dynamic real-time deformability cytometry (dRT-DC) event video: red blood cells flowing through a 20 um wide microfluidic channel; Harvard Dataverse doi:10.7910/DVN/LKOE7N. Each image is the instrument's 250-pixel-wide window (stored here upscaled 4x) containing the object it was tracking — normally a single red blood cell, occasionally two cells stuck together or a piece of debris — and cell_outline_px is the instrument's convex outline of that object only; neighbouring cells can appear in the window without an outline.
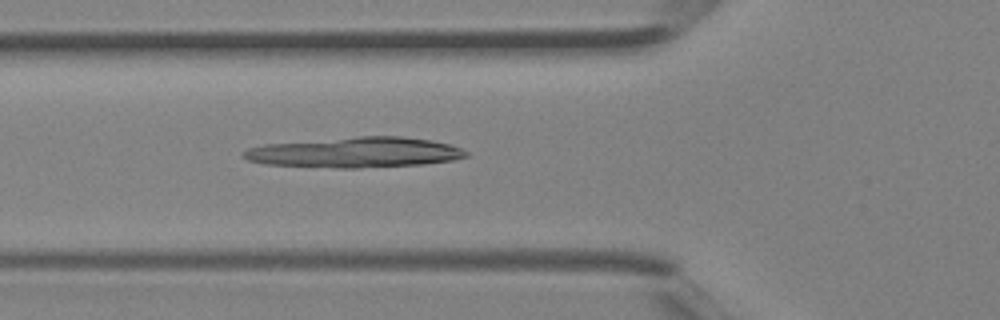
{"species": "Egyptian fruit bat (a non-hibernating species)", "species_latin": "Rousettus aegyptiacus", "temperature_condition": "room temperature", "stored_images_in_passage": 22, "camera_frame_rate_fps": 3000, "um_per_image_px": 0.085, "animal": {"sex": "female"}, "frame": {"image": 1, "passage_image": 3, "time_ms": 0.667, "image_size_px": [1000, 320], "cell_outline_px": [[468, 156], [452, 160], [424, 164], [356, 168], [336, 168], [264, 164], [248, 160], [240, 156], [240, 152], [248, 148], [264, 144], [360, 136], [400, 136], [432, 140], [448, 144], [460, 148], [468, 152]], "centroid_in_image_um": [30.14, 12.95], "position_along_channel_um": 95.7, "area_um2": 39.48}}
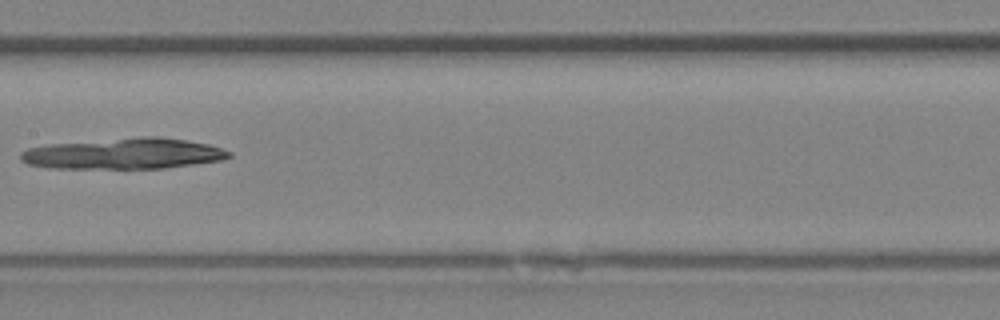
{"frame": {"image": 2, "passage_image": 9, "time_ms": 2.667, "image_size_px": [1000, 320], "cell_outline_px": [[232, 156], [224, 160], [164, 168], [48, 168], [28, 164], [20, 160], [20, 152], [28, 148], [52, 144], [140, 136], [160, 136], [188, 140], [208, 144], [232, 152]], "centroid_in_image_um": [10.55, 13.05], "position_along_channel_um": 196.8, "area_um2": 37.63}}
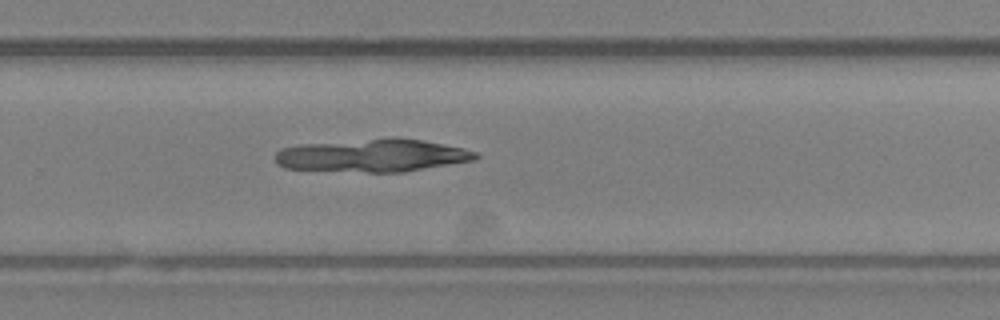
{"frame": {"image": 3, "passage_image": 15, "time_ms": 4.667, "image_size_px": [1000, 320], "cell_outline_px": [[480, 156], [476, 160], [404, 172], [368, 172], [284, 168], [276, 160], [276, 152], [280, 148], [300, 144], [388, 136], [392, 136], [424, 140], [464, 148], [476, 152]], "centroid_in_image_um": [31.71, 13.19], "position_along_channel_um": 298.1, "area_um2": 38.96}}